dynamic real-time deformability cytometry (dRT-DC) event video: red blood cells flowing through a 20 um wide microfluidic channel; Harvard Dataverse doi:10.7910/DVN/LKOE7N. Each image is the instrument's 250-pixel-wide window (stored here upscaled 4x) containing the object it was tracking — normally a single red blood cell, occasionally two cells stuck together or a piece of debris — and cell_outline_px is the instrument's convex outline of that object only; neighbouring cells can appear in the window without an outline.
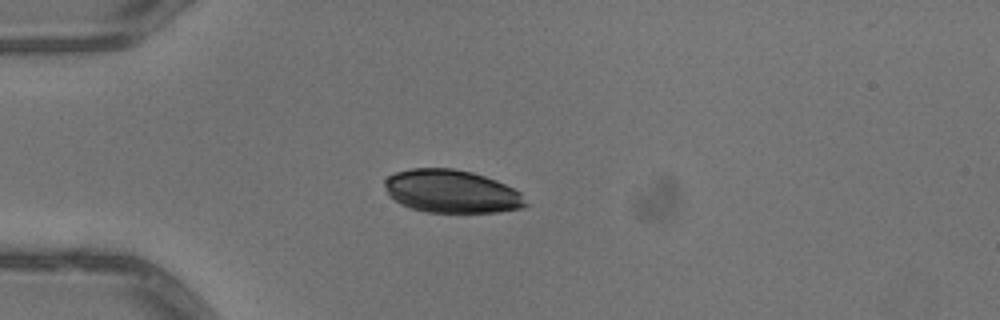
{"species": "common noctule bat (a hibernating species)", "species_latin": "Nyctalus noctula", "temperature_condition": "warm", "stored_images_in_passage": 2, "camera_frame_rate_fps": 3000, "um_per_image_px": 0.085, "animal": {"sex": "male", "body_mass_g": 13.3}, "frame": {"image": 1, "passage_image": 1, "time_ms": 0.0, "image_size_px": [1000, 320], "cell_outline_px": [[528, 204], [524, 208], [500, 212], [424, 212], [400, 204], [388, 192], [384, 184], [384, 180], [388, 176], [396, 172], [412, 168], [452, 168], [472, 172], [496, 180], [520, 192]], "centroid_in_image_um": [38.4, 16.27], "position_along_channel_um": 46.6, "area_um2": 35.26}}
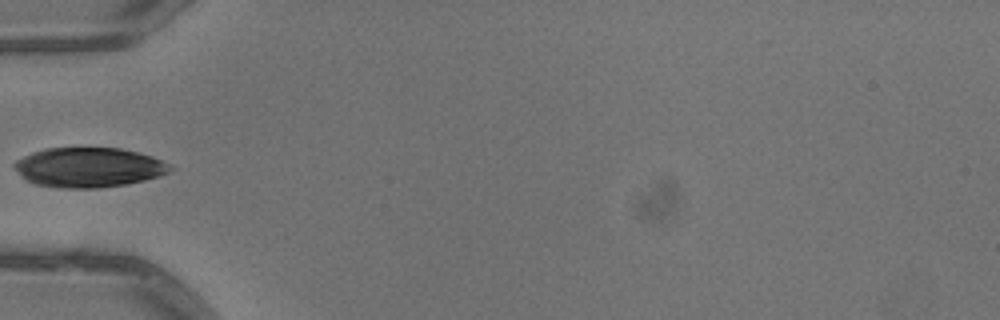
{"frame": {"image": 2, "passage_image": 2, "time_ms": 0.333, "image_size_px": [1000, 320], "cell_outline_px": [[176, 168], [160, 176], [144, 180], [124, 184], [96, 188], [60, 188], [36, 184], [24, 180], [12, 168], [12, 164], [16, 160], [32, 152], [44, 148], [120, 148], [152, 156]], "centroid_in_image_um": [7.49, 14.23], "position_along_channel_um": 77.5, "area_um2": 36.18}}